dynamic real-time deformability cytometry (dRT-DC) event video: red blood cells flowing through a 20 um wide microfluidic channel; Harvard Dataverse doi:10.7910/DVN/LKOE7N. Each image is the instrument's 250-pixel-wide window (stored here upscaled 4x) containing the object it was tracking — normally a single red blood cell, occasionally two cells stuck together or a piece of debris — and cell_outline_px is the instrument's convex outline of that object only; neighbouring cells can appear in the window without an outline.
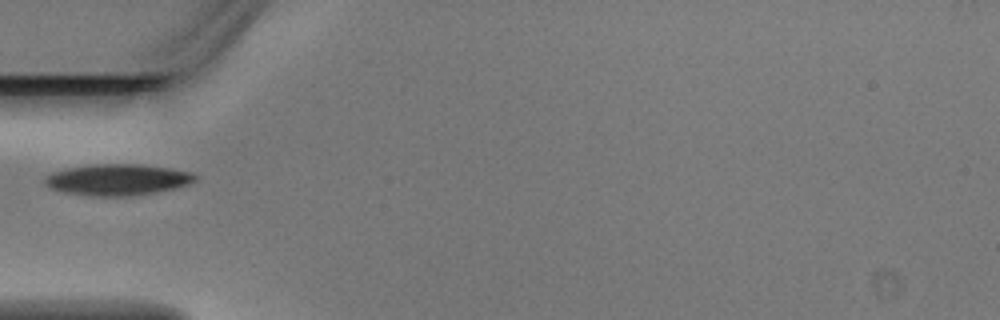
{"species": "Egyptian fruit bat (a non-hibernating species)", "species_latin": "Rousettus aegyptiacus", "temperature_condition": "warm", "stored_images_in_passage": 1, "camera_frame_rate_fps": 3000, "um_per_image_px": 0.085, "animal": {"sex": "male"}, "frame": {"image": 1, "passage_image": 1, "time_ms": 0.0, "image_size_px": [1000, 320], "cell_outline_px": [[200, 176], [196, 180], [188, 184], [156, 192], [132, 196], [92, 196], [64, 192], [52, 188], [44, 184], [44, 176], [52, 172], [68, 168], [92, 164], [140, 164], [172, 168], [192, 172]], "centroid_in_image_um": [10.01, 15.26], "position_along_channel_um": 75.0, "area_um2": 27.51}}